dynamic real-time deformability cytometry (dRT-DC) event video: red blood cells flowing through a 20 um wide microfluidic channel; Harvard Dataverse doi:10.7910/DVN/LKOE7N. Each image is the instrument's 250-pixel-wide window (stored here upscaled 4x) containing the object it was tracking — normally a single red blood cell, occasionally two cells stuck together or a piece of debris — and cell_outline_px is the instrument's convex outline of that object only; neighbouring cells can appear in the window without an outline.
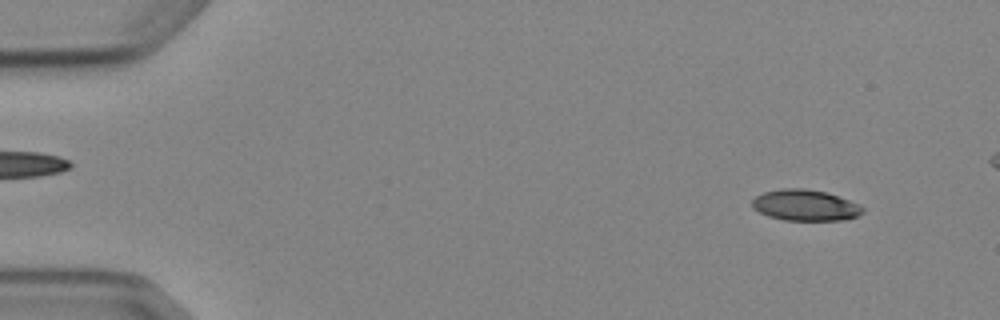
{"species": "Egyptian fruit bat (a non-hibernating species)", "species_latin": "Rousettus aegyptiacus", "temperature_condition": "cold", "stored_images_in_passage": 5, "camera_frame_rate_fps": 3000, "um_per_image_px": 0.085, "animal": {"sex": "female"}, "frame": {"image": 1, "passage_image": 1, "time_ms": 0.0, "image_size_px": [1000, 320], "cell_outline_px": [[864, 212], [856, 216], [844, 220], [784, 220], [768, 216], [752, 208], [752, 200], [756, 196], [764, 192], [780, 188], [804, 188], [828, 192], [860, 204], [864, 208]], "centroid_in_image_um": [68.45, 17.44], "position_along_channel_um": 16.5, "area_um2": 20.17}}
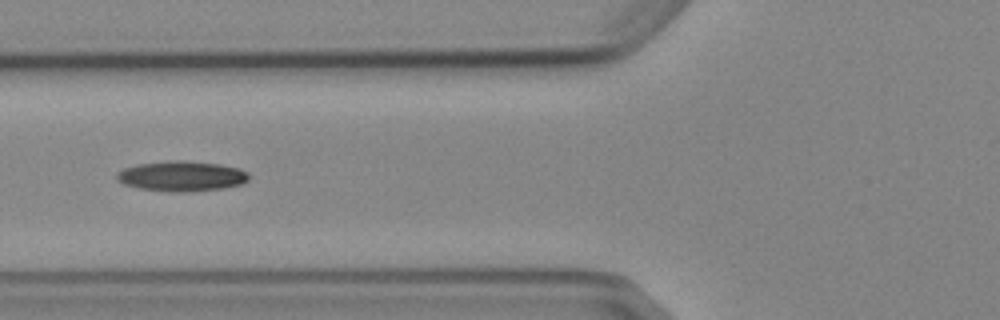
{"frame": {"image": 2, "passage_image": 5, "time_ms": 5.333, "image_size_px": [1000, 320], "cell_outline_px": [[248, 180], [244, 184], [224, 188], [192, 192], [168, 192], [140, 188], [124, 184], [116, 180], [116, 172], [124, 168], [136, 164], [176, 160], [184, 160], [220, 164], [240, 168], [248, 172]], "centroid_in_image_um": [15.45, 14.98], "position_along_channel_um": 110.3, "area_um2": 23.58}}